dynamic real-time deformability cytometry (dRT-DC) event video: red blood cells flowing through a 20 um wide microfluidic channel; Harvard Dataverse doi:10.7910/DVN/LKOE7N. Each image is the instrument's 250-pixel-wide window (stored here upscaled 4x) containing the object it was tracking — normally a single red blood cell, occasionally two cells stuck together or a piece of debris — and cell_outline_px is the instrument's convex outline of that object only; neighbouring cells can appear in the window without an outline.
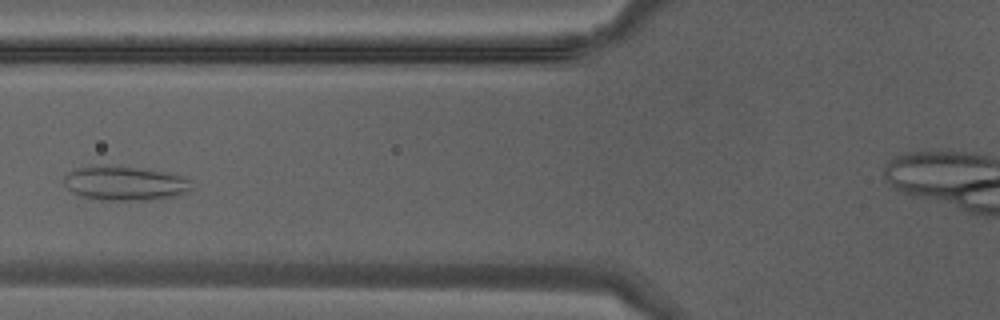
{"species": "Egyptian fruit bat (a non-hibernating species)", "species_latin": "Rousettus aegyptiacus", "temperature_condition": "warm", "stored_images_in_passage": 38, "camera_frame_rate_fps": 3000, "um_per_image_px": 0.085, "animal": {"sex": "male"}, "frame": {"image": 1, "passage_image": 12, "time_ms": 3.667, "image_size_px": [1000, 320], "cell_outline_px": [[192, 188], [188, 192], [180, 196], [144, 200], [100, 200], [80, 196], [72, 192], [64, 184], [64, 176], [68, 172], [76, 168], [108, 164], [144, 168], [188, 176]], "centroid_in_image_um": [10.65, 15.56], "position_along_channel_um": 115.1, "area_um2": 26.13}}
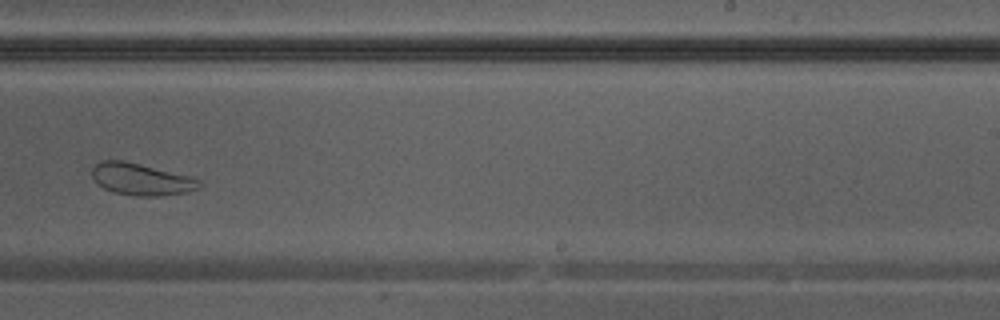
{"frame": {"image": 2, "passage_image": 22, "time_ms": 7.0, "image_size_px": [1000, 320], "cell_outline_px": [[204, 184], [200, 188], [188, 192], [160, 196], [136, 196], [112, 192], [104, 188], [92, 176], [92, 168], [100, 160], [124, 160], [192, 176], [200, 180]], "centroid_in_image_um": [12.06, 15.24], "position_along_channel_um": 276.9, "area_um2": 20.17}}